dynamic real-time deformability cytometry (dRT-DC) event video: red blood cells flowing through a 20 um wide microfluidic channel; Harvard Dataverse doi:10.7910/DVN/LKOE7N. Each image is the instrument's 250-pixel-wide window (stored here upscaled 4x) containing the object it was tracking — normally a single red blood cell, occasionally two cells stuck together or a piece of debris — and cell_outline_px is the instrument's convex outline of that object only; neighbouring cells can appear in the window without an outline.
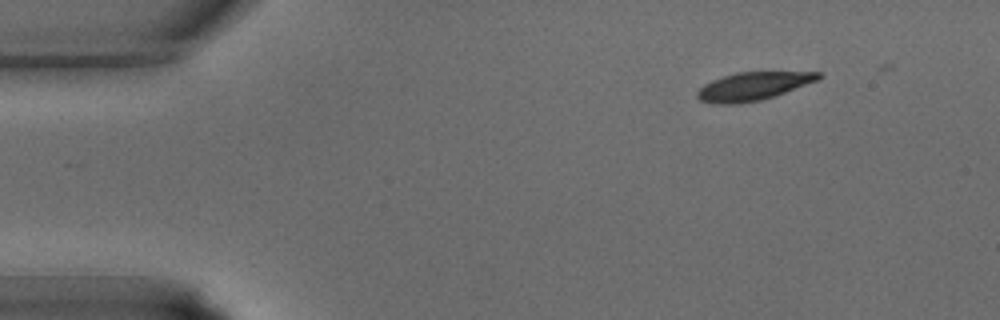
{"species": "common noctule bat (a hibernating species)", "species_latin": "Nyctalus noctula", "temperature_condition": "warm", "stored_images_in_passage": 30, "camera_frame_rate_fps": 3000, "um_per_image_px": 0.085, "animal": {"sex": "male", "body_mass_g": 15.6}, "frame": {"image": 1, "passage_image": 1, "time_ms": 0.0, "image_size_px": [1000, 320], "cell_outline_px": [[824, 76], [816, 80], [784, 92], [760, 100], [736, 104], [712, 104], [700, 100], [696, 96], [696, 92], [704, 84], [712, 80], [736, 72], [820, 72]], "centroid_in_image_um": [63.95, 7.33], "position_along_channel_um": 21.1, "area_um2": 19.59}}
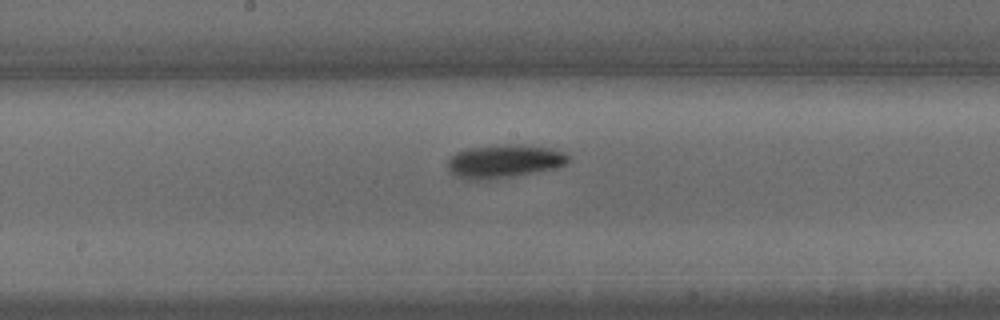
{"frame": {"image": 2, "passage_image": 16, "time_ms": 5.0, "image_size_px": [1000, 320], "cell_outline_px": [[568, 160], [564, 164], [556, 168], [516, 176], [488, 180], [464, 180], [456, 176], [448, 168], [448, 156], [464, 148], [504, 144], [520, 144], [552, 148], [564, 152], [568, 156]], "centroid_in_image_um": [42.81, 13.7], "position_along_channel_um": 205.4, "area_um2": 23.81}}
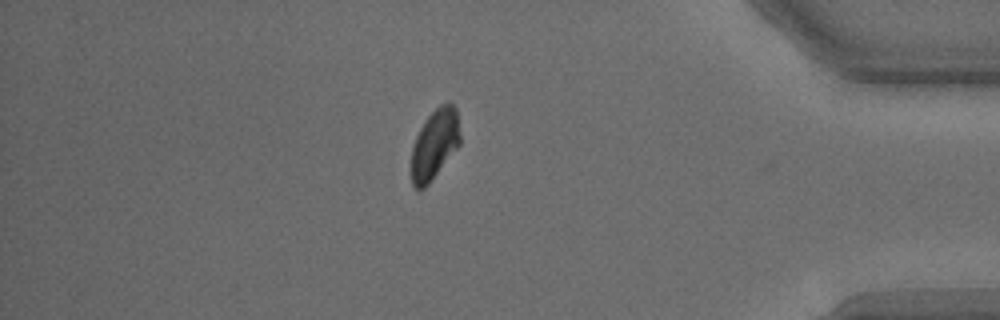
{"frame": {"image": 3, "passage_image": 29, "time_ms": 9.333, "image_size_px": [1000, 320], "cell_outline_px": [[460, 144], [428, 184], [424, 188], [416, 192], [412, 184], [412, 148], [416, 136], [420, 128], [428, 116], [440, 104], [448, 100], [456, 108], [460, 136]], "centroid_in_image_um": [36.94, 12.26], "position_along_channel_um": 398.3, "area_um2": 19.77}}